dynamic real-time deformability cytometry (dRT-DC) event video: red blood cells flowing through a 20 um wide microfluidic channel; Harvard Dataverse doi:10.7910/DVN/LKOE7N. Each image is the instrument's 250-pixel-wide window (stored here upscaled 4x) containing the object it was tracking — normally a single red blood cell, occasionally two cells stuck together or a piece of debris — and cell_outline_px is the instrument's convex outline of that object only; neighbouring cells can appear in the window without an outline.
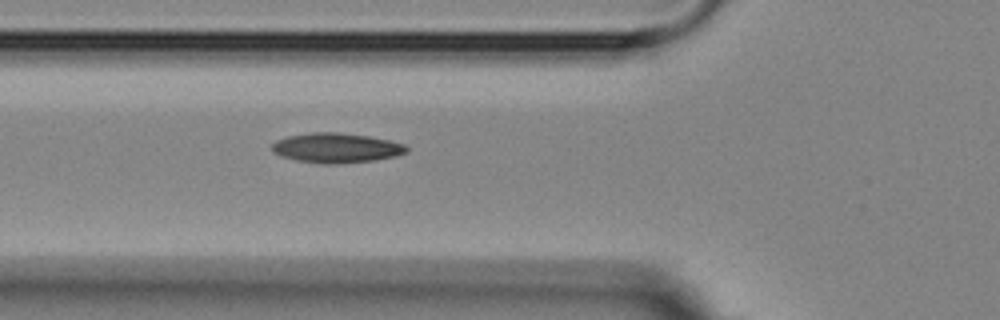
{"species": "Egyptian fruit bat (a non-hibernating species)", "species_latin": "Rousettus aegyptiacus", "temperature_condition": "room temperature", "stored_images_in_passage": 7, "camera_frame_rate_fps": 3000, "um_per_image_px": 0.085, "animal": {"sex": "female"}, "frame": {"image": 1, "passage_image": 7, "time_ms": 7.0, "image_size_px": [1000, 320], "cell_outline_px": [[408, 152], [396, 156], [376, 160], [332, 164], [324, 164], [296, 160], [272, 152], [272, 144], [276, 140], [288, 136], [312, 132], [340, 132], [368, 136], [388, 140], [404, 144], [408, 148]], "centroid_in_image_um": [28.6, 12.57], "position_along_channel_um": 97.2, "area_um2": 23.29}}